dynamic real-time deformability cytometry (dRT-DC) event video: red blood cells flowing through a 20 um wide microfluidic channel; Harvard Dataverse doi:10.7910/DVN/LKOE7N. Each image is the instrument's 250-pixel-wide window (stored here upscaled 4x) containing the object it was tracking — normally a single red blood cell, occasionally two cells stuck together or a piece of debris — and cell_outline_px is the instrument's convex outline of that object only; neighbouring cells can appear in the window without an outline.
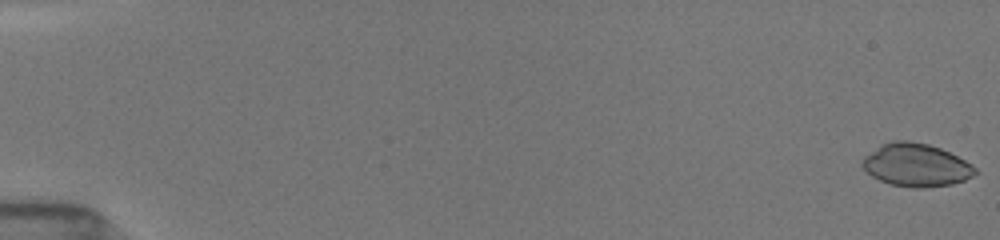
{"species": "common noctule bat (a hibernating species)", "species_latin": "Nyctalus noctula", "temperature_condition": "room temperature", "stored_images_in_passage": 53, "camera_frame_rate_fps": 3000, "um_per_image_px": 0.085, "animal": {"sex": "female", "body_mass_g": 19.5, "forearm_length_mm": 54.1}, "frame": {"image": 1, "passage_image": 1, "time_ms": 0.0, "image_size_px": [1000, 240], "cell_outline_px": [[980, 172], [964, 180], [952, 184], [928, 188], [916, 188], [892, 184], [880, 180], [872, 176], [860, 164], [864, 156], [880, 144], [892, 140], [908, 140], [928, 144], [940, 148], [972, 164]], "centroid_in_image_um": [77.87, 14.02], "position_along_channel_um": 7.1, "area_um2": 28.32}}
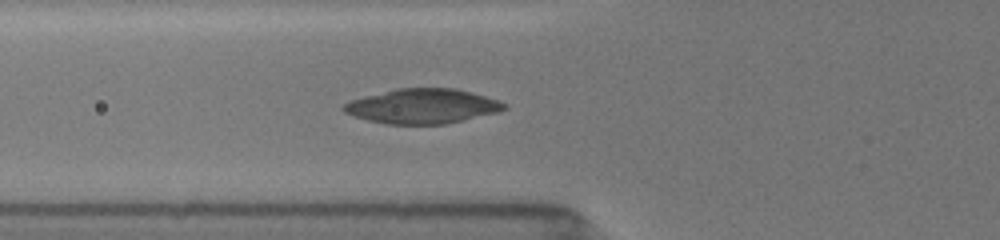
{"frame": {"image": 2, "passage_image": 21, "time_ms": 6.667, "image_size_px": [1000, 240], "cell_outline_px": [[508, 108], [500, 112], [464, 120], [444, 124], [388, 124], [368, 120], [352, 116], [344, 112], [340, 108], [344, 104], [352, 100], [364, 96], [396, 88], [456, 88], [472, 92], [500, 100], [508, 104]], "centroid_in_image_um": [35.95, 9.02], "position_along_channel_um": 89.9, "area_um2": 32.77}}
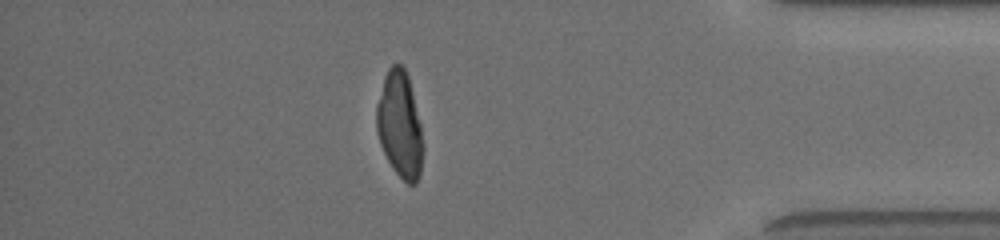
{"frame": {"image": 3, "passage_image": 47, "time_ms": 15.333, "image_size_px": [1000, 240], "cell_outline_px": [[424, 152], [420, 172], [416, 184], [408, 184], [392, 168], [380, 144], [376, 132], [376, 104], [384, 76], [388, 68], [392, 64], [400, 64], [404, 68], [408, 76], [420, 124], [424, 144]], "centroid_in_image_um": [33.97, 10.61], "position_along_channel_um": 401.2, "area_um2": 28.9}, "authors_computed_cell_mechanics": {"area_um2": 29.1312, "velocity_mm_per_s": 3.9337, "shape_relaxation_time_tau1_ms": 9.4824, "shape_relaxation_time_tau2_ms": 1.4175, "deformation_change_tau1": 0.3281, "deformation_change_tau2": 0.0241}}